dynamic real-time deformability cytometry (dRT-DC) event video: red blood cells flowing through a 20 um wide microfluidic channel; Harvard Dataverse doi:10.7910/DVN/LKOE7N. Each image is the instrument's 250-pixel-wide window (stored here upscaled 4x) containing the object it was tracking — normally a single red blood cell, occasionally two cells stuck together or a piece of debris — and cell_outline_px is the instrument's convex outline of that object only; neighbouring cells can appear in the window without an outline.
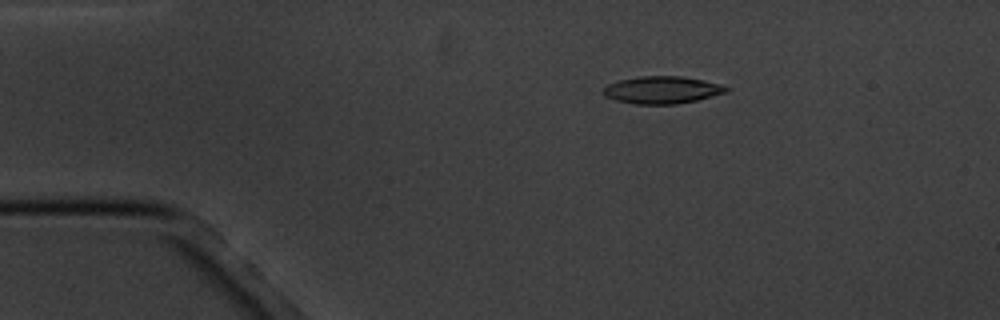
{"species": "common noctule bat (a hibernating species)", "species_latin": "Nyctalus noctula", "temperature_condition": "cold", "stored_images_in_passage": 4, "camera_frame_rate_fps": 3000, "um_per_image_px": 0.085, "animal": {"sex": "male", "body_mass_g": 20.1, "forearm_length_mm": 53.5}, "frame": {"image": 1, "passage_image": 3, "time_ms": 2.333, "image_size_px": [1000, 320], "cell_outline_px": [[728, 92], [696, 100], [676, 104], [636, 104], [616, 100], [604, 96], [604, 88], [608, 84], [620, 80], [640, 76], [680, 76], [704, 80], [724, 84], [728, 88]], "centroid_in_image_um": [56.31, 7.64], "position_along_channel_um": 28.7, "area_um2": 19.54}}